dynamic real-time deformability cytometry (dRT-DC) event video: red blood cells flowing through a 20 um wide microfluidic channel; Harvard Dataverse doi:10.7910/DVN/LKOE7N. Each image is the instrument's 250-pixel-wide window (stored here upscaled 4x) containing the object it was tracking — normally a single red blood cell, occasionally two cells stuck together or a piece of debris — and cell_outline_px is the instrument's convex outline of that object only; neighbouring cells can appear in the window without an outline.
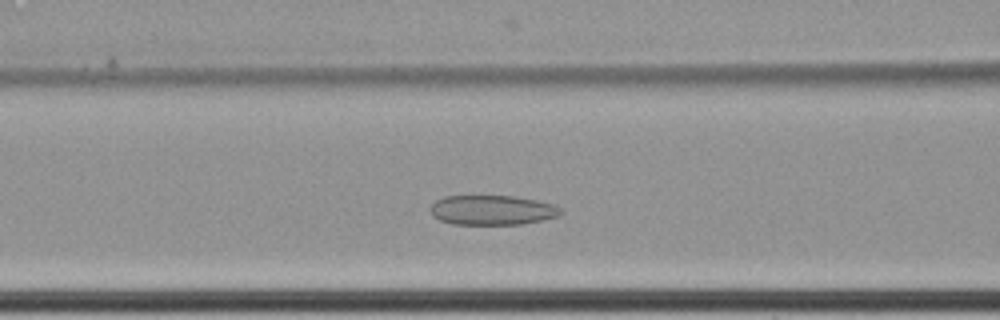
{"species": "common noctule bat (a hibernating species)", "species_latin": "Nyctalus noctula", "temperature_condition": "cold", "stored_images_in_passage": 48, "camera_frame_rate_fps": 3000, "um_per_image_px": 0.085, "animal": {"sex": "female", "body_mass_g": 22.7, "forearm_length_mm": 54.2}, "frame": {"image": 1, "passage_image": 20, "time_ms": 6.333, "image_size_px": [1000, 320], "cell_outline_px": [[564, 212], [560, 216], [520, 224], [452, 224], [440, 220], [432, 216], [428, 212], [428, 208], [436, 200], [444, 196], [516, 196], [536, 200], [552, 204], [560, 208]], "centroid_in_image_um": [41.8, 17.85], "position_along_channel_um": 124.8, "area_um2": 22.72}}
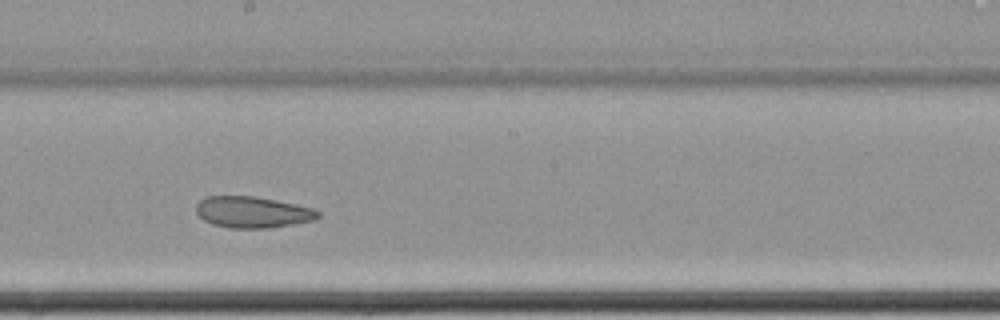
{"frame": {"image": 2, "passage_image": 29, "time_ms": 9.333, "image_size_px": [1000, 320], "cell_outline_px": [[320, 216], [312, 220], [292, 224], [268, 228], [228, 228], [212, 224], [204, 220], [196, 212], [196, 204], [200, 200], [208, 196], [256, 196], [296, 204], [312, 208], [320, 212]], "centroid_in_image_um": [21.44, 18.03], "position_along_channel_um": 226.8, "area_um2": 22.2}}
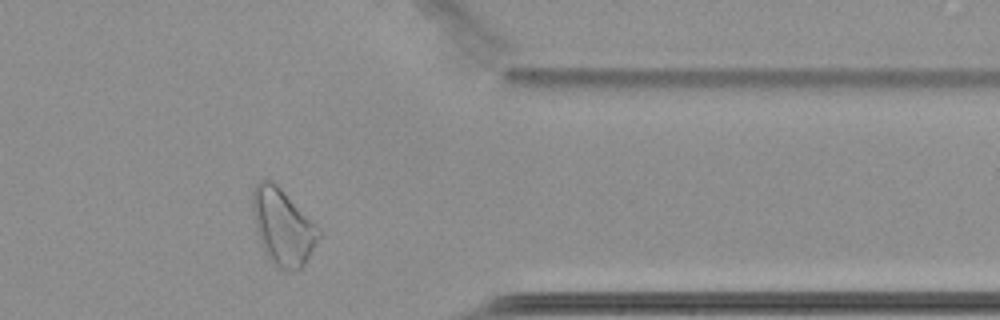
{"frame": {"image": 3, "passage_image": 44, "time_ms": 14.333, "image_size_px": [1000, 320], "cell_outline_px": [[320, 236], [304, 264], [300, 268], [280, 268], [272, 264], [260, 240], [256, 228], [252, 208], [252, 188], [260, 180], [272, 180], [320, 228]], "centroid_in_image_um": [24.02, 19.23], "position_along_channel_um": 387.4, "area_um2": 28.61}}